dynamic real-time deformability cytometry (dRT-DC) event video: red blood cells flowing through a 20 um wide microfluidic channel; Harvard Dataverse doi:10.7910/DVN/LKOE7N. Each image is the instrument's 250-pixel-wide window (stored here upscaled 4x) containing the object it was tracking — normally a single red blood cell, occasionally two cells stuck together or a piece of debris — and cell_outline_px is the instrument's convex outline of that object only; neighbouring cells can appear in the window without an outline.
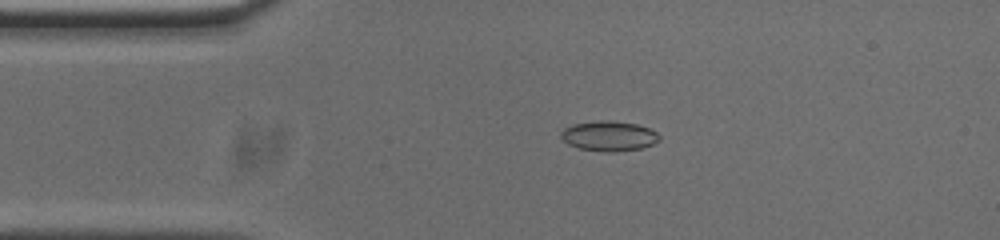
{"species": "common noctule bat (a hibernating species)", "species_latin": "Nyctalus noctula", "temperature_condition": "cold", "stored_images_in_passage": 53, "camera_frame_rate_fps": 3000, "um_per_image_px": 0.085, "animal": {"sex": "male", "body_mass_g": 20.0, "forearm_length_mm": 53.3}, "frame": {"image": 1, "passage_image": 10, "time_ms": 3.0, "image_size_px": [1000, 240], "cell_outline_px": [[660, 140], [652, 144], [640, 148], [616, 152], [608, 152], [580, 148], [568, 144], [560, 136], [560, 132], [564, 128], [572, 124], [600, 120], [608, 120], [636, 124], [648, 128], [656, 132], [660, 136]], "centroid_in_image_um": [51.74, 11.55], "position_along_channel_um": 33.3, "area_um2": 17.11}}
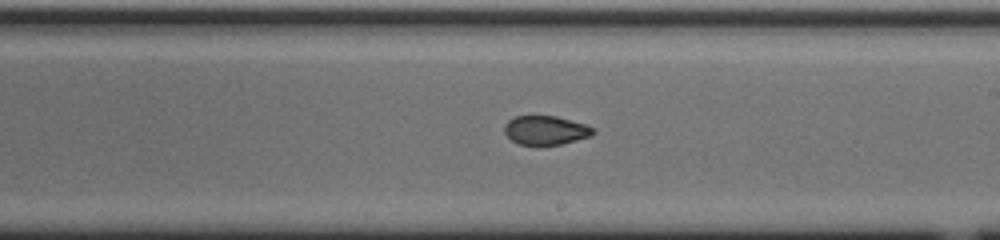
{"frame": {"image": 2, "passage_image": 29, "time_ms": 9.333, "image_size_px": [1000, 240], "cell_outline_px": [[596, 132], [592, 136], [560, 144], [540, 148], [536, 148], [520, 144], [512, 140], [504, 132], [504, 124], [508, 120], [516, 116], [556, 116], [584, 124], [596, 128]], "centroid_in_image_um": [46.38, 11.11], "position_along_channel_um": 242.6, "area_um2": 15.49}}
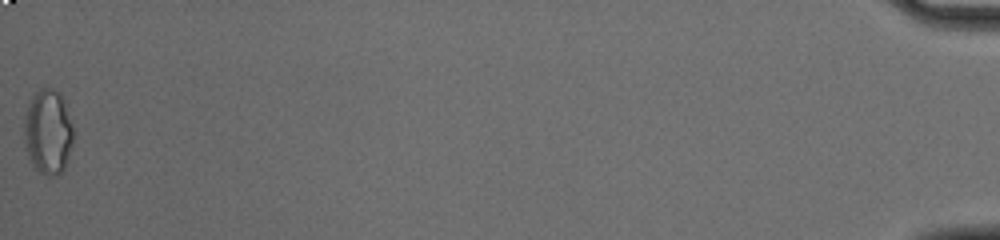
{"frame": {"image": 3, "passage_image": 53, "time_ms": 17.333, "image_size_px": [1000, 240], "cell_outline_px": [[72, 144], [64, 168], [56, 176], [48, 176], [40, 172], [32, 164], [28, 156], [24, 144], [24, 120], [28, 104], [32, 96], [40, 88], [52, 88], [60, 92], [64, 100], [72, 124]], "centroid_in_image_um": [4.07, 11.19], "position_along_channel_um": 431.1, "area_um2": 24.33}, "authors_computed_cell_mechanics": {"area_um2": 16.4152, "velocity_mm_per_s": 3.7575, "shape_relaxation_time_tau1_ms": null, "shape_relaxation_time_tau2_ms": 1.7952, "deformation_change_tau1": null, "deformation_change_tau2": 0.055}}